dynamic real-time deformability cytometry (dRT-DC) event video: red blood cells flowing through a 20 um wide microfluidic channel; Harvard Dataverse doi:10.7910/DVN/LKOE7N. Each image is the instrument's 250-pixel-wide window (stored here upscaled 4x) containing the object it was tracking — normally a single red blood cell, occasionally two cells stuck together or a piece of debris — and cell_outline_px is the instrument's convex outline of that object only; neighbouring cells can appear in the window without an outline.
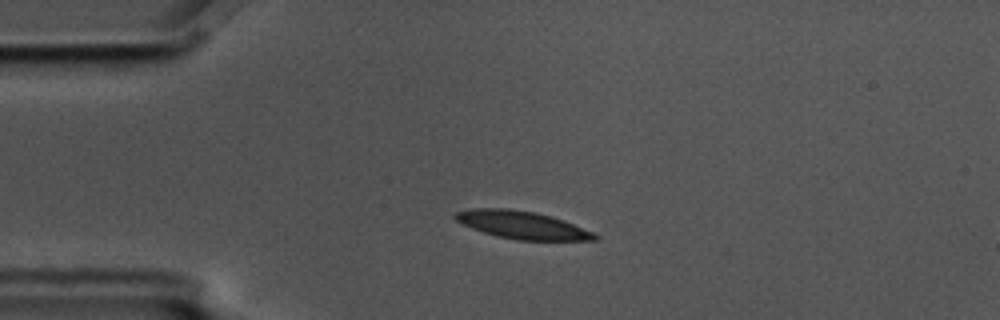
{"species": "common noctule bat (a hibernating species)", "species_latin": "Nyctalus noctula", "temperature_condition": "cold", "stored_images_in_passage": 5, "segment_of_instrument_passage": [1, 2], "camera_frame_rate_fps": 3000, "um_per_image_px": 0.085, "animal": {"sex": "male", "body_mass_g": 17.5, "forearm_length_mm": 52.3}, "frame": {"image": 1, "passage_image": 3, "time_ms": 0.667, "image_size_px": [1000, 320], "cell_outline_px": [[600, 236], [596, 240], [516, 240], [496, 236], [472, 228], [456, 220], [452, 216], [456, 212], [472, 208], [508, 208], [536, 212], [552, 216], [592, 232]], "centroid_in_image_um": [44.35, 19.12], "position_along_channel_um": 40.6, "area_um2": 22.37}}